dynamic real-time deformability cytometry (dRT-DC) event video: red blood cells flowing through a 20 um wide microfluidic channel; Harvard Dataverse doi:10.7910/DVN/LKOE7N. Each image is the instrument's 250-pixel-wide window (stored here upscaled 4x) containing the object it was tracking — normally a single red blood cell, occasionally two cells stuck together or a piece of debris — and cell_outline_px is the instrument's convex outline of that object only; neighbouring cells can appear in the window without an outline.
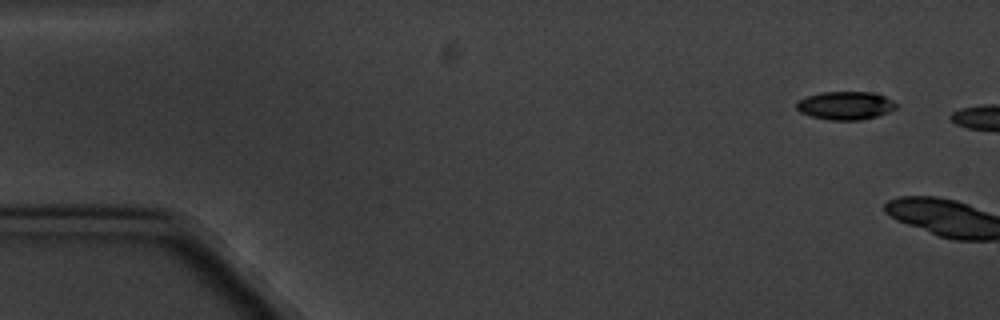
{"species": "common noctule bat (a hibernating species)", "species_latin": "Nyctalus noctula", "temperature_condition": "cold", "stored_images_in_passage": 2, "camera_frame_rate_fps": 3000, "um_per_image_px": 0.085, "animal": {"sex": "male", "body_mass_g": 20.1, "forearm_length_mm": 53.5}, "frame": {"image": 1, "passage_image": 1, "time_ms": 0.0, "image_size_px": [1000, 320], "cell_outline_px": [[900, 108], [876, 116], [860, 120], [828, 120], [812, 116], [800, 112], [796, 108], [796, 104], [800, 100], [808, 96], [820, 92], [872, 92], [884, 96], [900, 104]], "centroid_in_image_um": [71.92, 8.97], "position_along_channel_um": 13.1, "area_um2": 16.47}}